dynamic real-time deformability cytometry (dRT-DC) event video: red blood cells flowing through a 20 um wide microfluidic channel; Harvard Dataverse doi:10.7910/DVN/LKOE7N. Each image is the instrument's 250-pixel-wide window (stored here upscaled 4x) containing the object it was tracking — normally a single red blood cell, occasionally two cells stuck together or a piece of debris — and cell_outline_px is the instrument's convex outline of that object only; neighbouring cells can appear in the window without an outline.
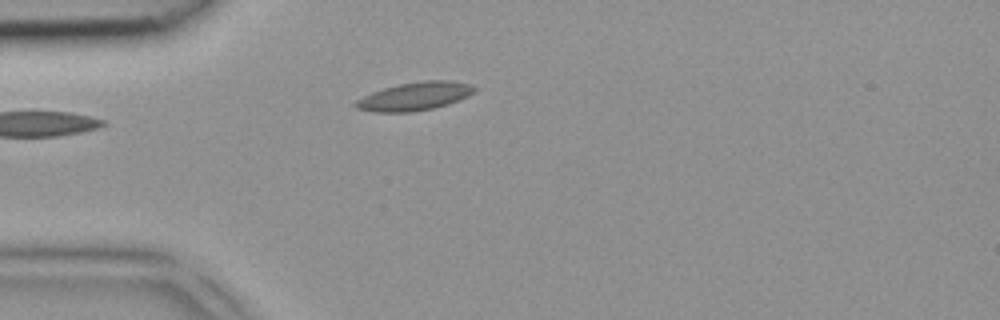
{"species": "common noctule bat (a hibernating species)", "species_latin": "Nyctalus noctula", "temperature_condition": "room temperature", "stored_images_in_passage": 1, "camera_frame_rate_fps": 3000, "um_per_image_px": 0.085, "animal": {"sex": "female", "body_mass_g": 18.4}, "frame": {"image": 1, "passage_image": 1, "time_ms": 0.0, "image_size_px": [1000, 320], "cell_outline_px": [[476, 88], [468, 96], [448, 104], [432, 108], [412, 112], [372, 112], [356, 108], [352, 104], [356, 100], [372, 92], [384, 88], [400, 84], [424, 80], [448, 80], [472, 84]], "centroid_in_image_um": [35.23, 8.19], "position_along_channel_um": 49.8, "area_um2": 19.48}}